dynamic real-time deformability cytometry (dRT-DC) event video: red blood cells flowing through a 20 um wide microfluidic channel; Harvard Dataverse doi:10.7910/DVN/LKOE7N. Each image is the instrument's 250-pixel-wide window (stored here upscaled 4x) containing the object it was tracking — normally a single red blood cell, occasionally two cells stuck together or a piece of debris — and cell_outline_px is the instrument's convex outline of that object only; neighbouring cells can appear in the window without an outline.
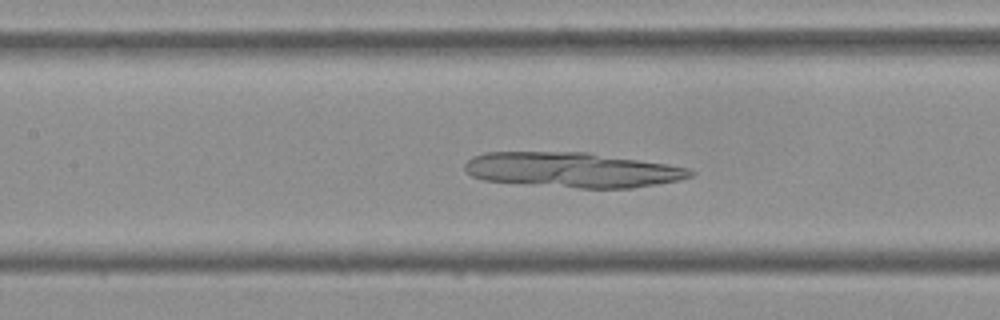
{"species": "Egyptian fruit bat (a non-hibernating species)", "species_latin": "Rousettus aegyptiacus", "temperature_condition": "cold", "stored_images_in_passage": 53, "camera_frame_rate_fps": 3000, "um_per_image_px": 0.085, "frame": {"image": 1, "passage_image": 24, "time_ms": 7.667, "image_size_px": [1000, 320], "cell_outline_px": [[696, 172], [692, 176], [680, 180], [632, 188], [580, 188], [484, 180], [472, 176], [464, 168], [464, 164], [472, 156], [484, 152], [588, 152], [668, 164], [688, 168]], "centroid_in_image_um": [48.67, 14.43], "position_along_channel_um": 158.7, "area_um2": 45.95}}
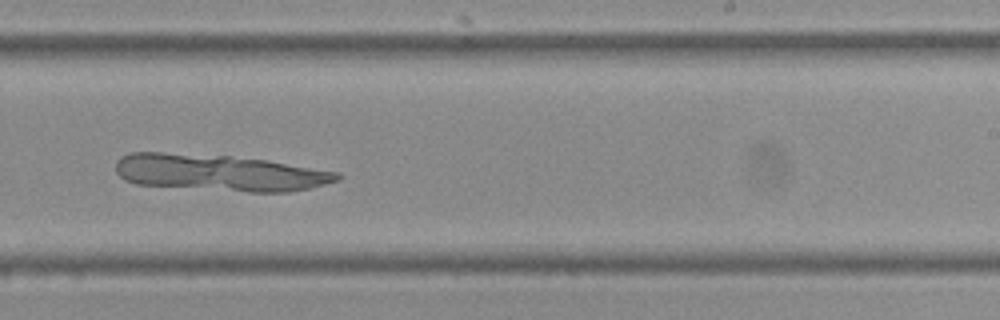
{"frame": {"image": 2, "passage_image": 33, "time_ms": 10.667, "image_size_px": [1000, 320], "cell_outline_px": [[340, 180], [312, 188], [288, 192], [248, 192], [136, 184], [124, 180], [116, 172], [116, 160], [120, 156], [132, 152], [160, 152], [228, 156], [264, 160], [340, 172]], "centroid_in_image_um": [18.64, 14.68], "position_along_channel_um": 270.4, "area_um2": 47.16}}
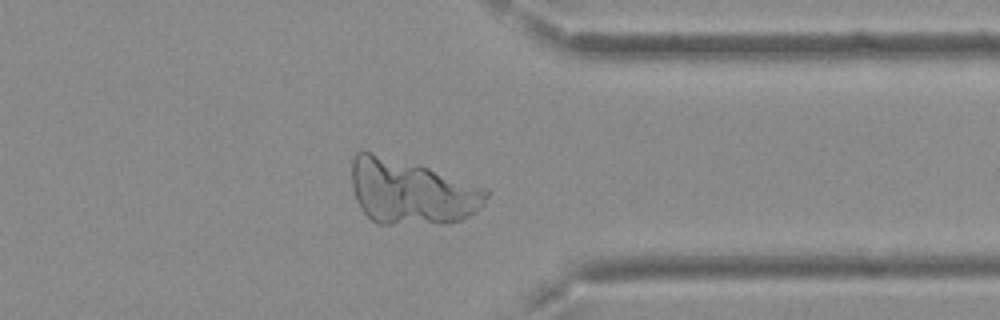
{"frame": {"image": 3, "passage_image": 42, "time_ms": 13.667, "image_size_px": [1000, 320], "cell_outline_px": [[492, 192], [484, 204], [476, 212], [460, 220], [448, 224], [380, 224], [372, 220], [360, 208], [356, 200], [352, 188], [352, 160], [356, 152], [372, 152], [420, 164], [488, 188]], "centroid_in_image_um": [35.01, 16.31], "position_along_channel_um": 376.4, "area_um2": 51.79}}